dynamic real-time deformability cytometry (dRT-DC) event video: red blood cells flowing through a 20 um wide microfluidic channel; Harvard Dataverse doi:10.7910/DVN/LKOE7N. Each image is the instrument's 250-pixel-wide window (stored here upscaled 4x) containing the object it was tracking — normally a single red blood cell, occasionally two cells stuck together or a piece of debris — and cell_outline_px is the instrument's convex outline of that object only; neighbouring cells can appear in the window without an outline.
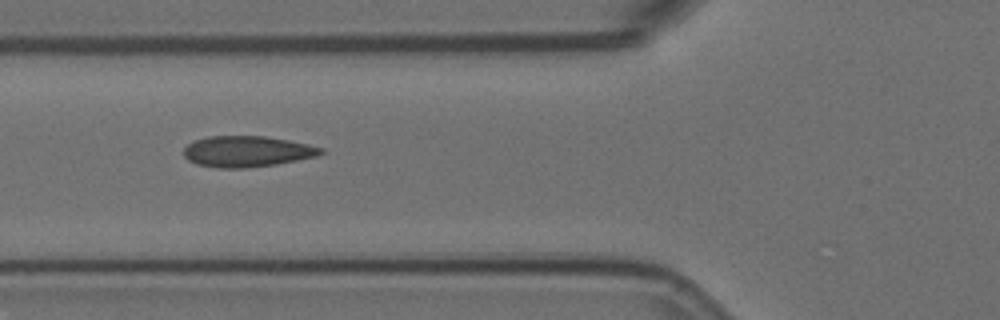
{"species": "Egyptian fruit bat (a non-hibernating species)", "species_latin": "Rousettus aegyptiacus", "temperature_condition": "room temperature", "stored_images_in_passage": 14, "segment_of_instrument_passage": [1, 2], "camera_frame_rate_fps": 3000, "um_per_image_px": 0.085, "animal": {"sex": "female"}, "frame": {"image": 1, "passage_image": 6, "time_ms": 1.667, "image_size_px": [1000, 320], "cell_outline_px": [[324, 152], [316, 156], [276, 164], [244, 168], [216, 168], [196, 164], [188, 160], [184, 156], [184, 148], [188, 144], [196, 140], [208, 136], [264, 136], [288, 140], [308, 144], [324, 148]], "centroid_in_image_um": [20.98, 12.87], "position_along_channel_um": 104.8, "area_um2": 24.68}}
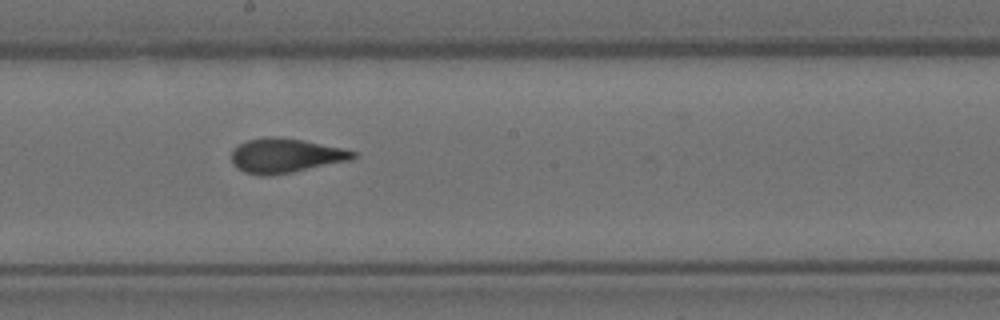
{"frame": {"image": 2, "passage_image": 9, "time_ms": 2.667, "image_size_px": [1000, 320], "cell_outline_px": [[356, 156], [352, 160], [292, 172], [264, 176], [260, 176], [244, 172], [236, 168], [232, 164], [232, 152], [240, 144], [248, 140], [268, 136], [276, 136], [304, 140], [340, 148], [356, 152]], "centroid_in_image_um": [24.25, 13.23], "position_along_channel_um": 223.9, "area_um2": 24.28}}
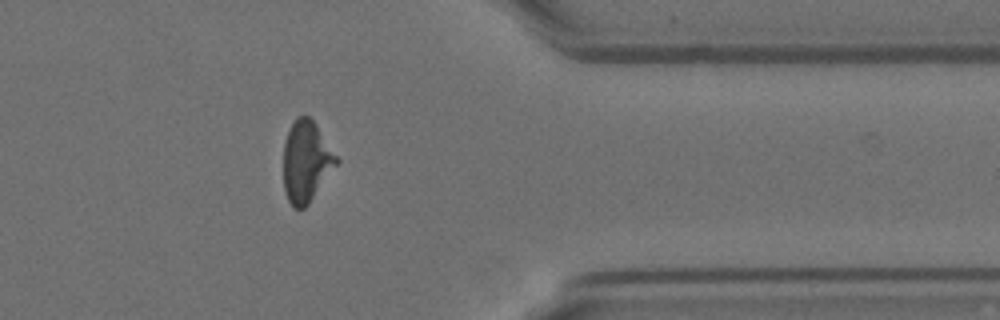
{"frame": {"image": 3, "passage_image": 13, "time_ms": 4.0, "image_size_px": [1000, 320], "cell_outline_px": [[340, 160], [308, 204], [304, 208], [292, 208], [284, 192], [284, 144], [288, 132], [296, 116], [308, 116], [316, 124]], "centroid_in_image_um": [26.02, 13.73], "position_along_channel_um": 385.4, "area_um2": 24.85}}